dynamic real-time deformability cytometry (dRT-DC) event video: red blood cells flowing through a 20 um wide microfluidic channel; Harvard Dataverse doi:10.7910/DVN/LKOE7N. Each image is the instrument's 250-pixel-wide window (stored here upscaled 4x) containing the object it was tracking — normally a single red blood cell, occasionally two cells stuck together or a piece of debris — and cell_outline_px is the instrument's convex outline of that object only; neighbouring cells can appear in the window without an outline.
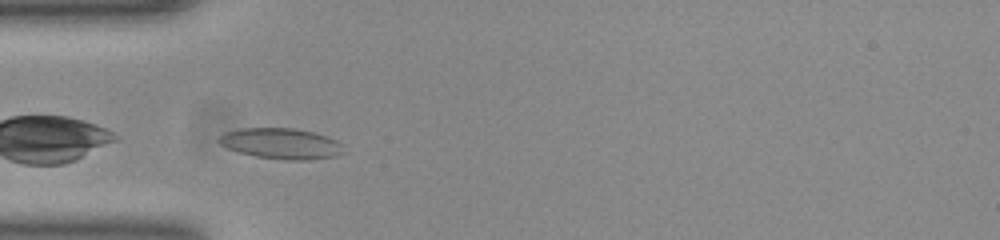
{"species": "common noctule bat (a hibernating species)", "species_latin": "Nyctalus noctula", "temperature_condition": "room temperature", "stored_images_in_passage": 31, "camera_frame_rate_fps": 3000, "um_per_image_px": 0.085, "animal": {"sex": "female", "body_mass_g": 23.0, "forearm_length_mm": 53.4}, "frame": {"image": 1, "passage_image": 1, "time_ms": 0.0, "image_size_px": [1000, 240], "cell_outline_px": [[344, 152], [336, 156], [308, 160], [284, 160], [256, 156], [240, 152], [228, 148], [220, 144], [216, 140], [224, 132], [240, 128], [292, 128], [312, 132], [328, 136], [336, 140], [340, 144]], "centroid_in_image_um": [23.88, 12.2], "position_along_channel_um": 61.1, "area_um2": 22.31}}
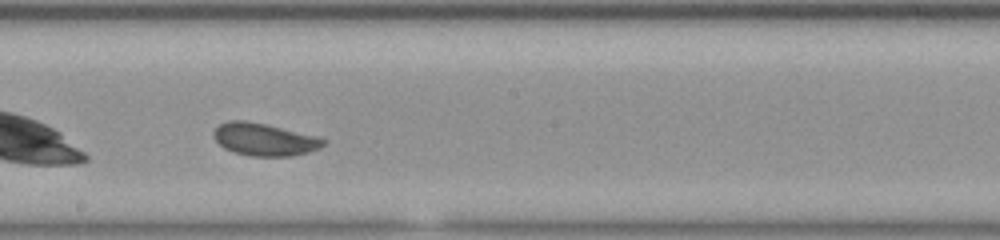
{"frame": {"image": 2, "passage_image": 14, "time_ms": 4.333, "image_size_px": [1000, 240], "cell_outline_px": [[328, 140], [320, 148], [308, 152], [292, 156], [252, 156], [232, 152], [224, 148], [216, 140], [212, 132], [220, 124], [228, 120], [244, 120], [264, 124], [316, 136]], "centroid_in_image_um": [22.46, 11.86], "position_along_channel_um": 225.7, "area_um2": 20.63}}
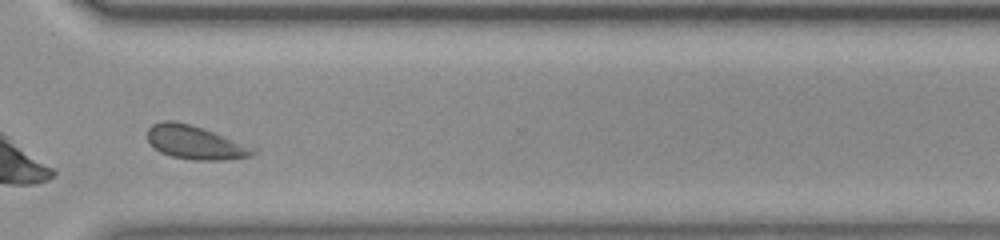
{"frame": {"image": 3, "passage_image": 24, "time_ms": 7.667, "image_size_px": [1000, 240], "cell_outline_px": [[256, 152], [248, 156], [224, 160], [192, 160], [172, 156], [160, 152], [148, 140], [148, 128], [152, 124], [160, 120], [176, 120], [224, 136], [256, 148]], "centroid_in_image_um": [16.55, 12.1], "position_along_channel_um": 354.0, "area_um2": 20.35}, "authors_computed_cell_mechanics": {"area_um2": 20.3456, "velocity_mm_per_s": 3.8336, "shape_relaxation_time_tau1_ms": 3.0607, "shape_relaxation_time_tau2_ms": 3.1083, "deformation_change_tau1": 0.0776, "deformation_change_tau2": 0.0851}}